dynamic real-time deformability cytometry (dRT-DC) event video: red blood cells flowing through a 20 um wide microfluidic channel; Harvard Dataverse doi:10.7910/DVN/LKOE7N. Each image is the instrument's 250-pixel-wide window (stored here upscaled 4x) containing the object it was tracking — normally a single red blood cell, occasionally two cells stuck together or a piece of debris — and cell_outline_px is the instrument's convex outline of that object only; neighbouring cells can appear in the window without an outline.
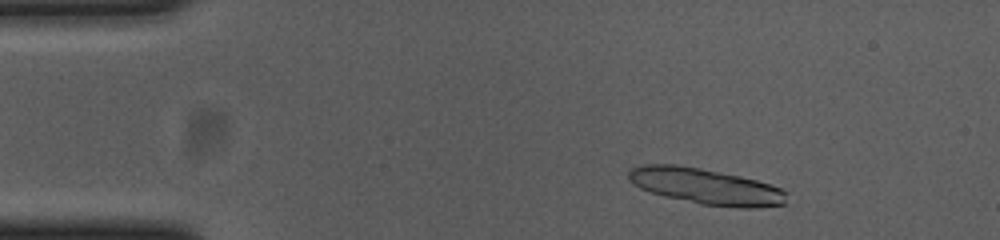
{"species": "common noctule bat (a hibernating species)", "species_latin": "Nyctalus noctula", "temperature_condition": "cold", "stored_images_in_passage": 54, "camera_frame_rate_fps": 3000, "um_per_image_px": 0.085, "animal": {"sex": "female", "body_mass_g": 23.0, "forearm_length_mm": 53.4}, "frame": {"image": 1, "passage_image": 6, "time_ms": 1.667, "image_size_px": [1000, 240], "cell_outline_px": [[788, 192], [784, 204], [756, 208], [740, 208], [700, 204], [652, 192], [640, 188], [632, 184], [628, 180], [628, 172], [632, 168], [644, 164], [676, 164], [700, 168], [740, 176], [756, 180], [780, 188]], "centroid_in_image_um": [59.99, 15.84], "position_along_channel_um": 25.0, "area_um2": 32.95}}
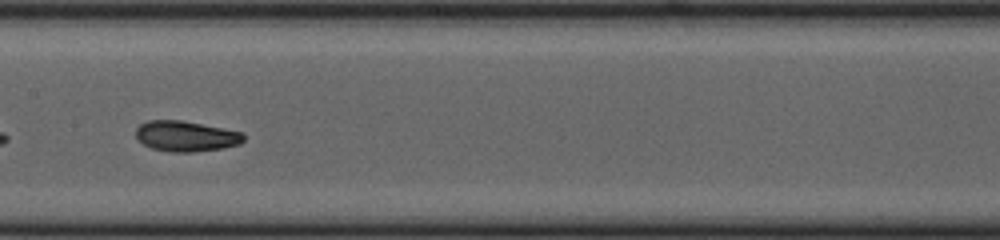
{"frame": {"image": 2, "passage_image": 26, "time_ms": 8.333, "image_size_px": [1000, 240], "cell_outline_px": [[244, 140], [240, 144], [224, 148], [192, 152], [172, 152], [152, 148], [144, 144], [136, 136], [136, 128], [140, 124], [148, 120], [180, 120], [244, 132]], "centroid_in_image_um": [15.83, 11.57], "position_along_channel_um": 191.6, "area_um2": 19.13}}
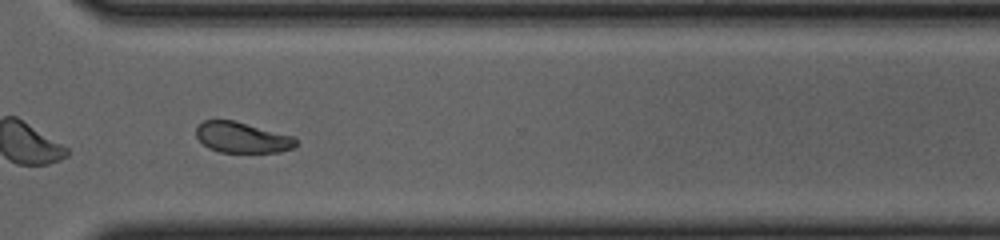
{"frame": {"image": 3, "passage_image": 39, "time_ms": 12.667, "image_size_px": [1000, 240], "cell_outline_px": [[296, 144], [292, 148], [280, 152], [220, 152], [208, 148], [196, 136], [196, 128], [204, 120], [232, 120], [292, 136], [296, 140]], "centroid_in_image_um": [20.55, 11.69], "position_along_channel_um": 350.1, "area_um2": 17.51}, "authors_computed_cell_mechanics": {"area_um2": 19.3052, "velocity_mm_per_s": 3.6588, "shape_relaxation_time_tau1_ms": 3.0357, "shape_relaxation_time_tau2_ms": 1.1847, "deformation_change_tau1": 0.1292, "deformation_change_tau2": 0.0613}}